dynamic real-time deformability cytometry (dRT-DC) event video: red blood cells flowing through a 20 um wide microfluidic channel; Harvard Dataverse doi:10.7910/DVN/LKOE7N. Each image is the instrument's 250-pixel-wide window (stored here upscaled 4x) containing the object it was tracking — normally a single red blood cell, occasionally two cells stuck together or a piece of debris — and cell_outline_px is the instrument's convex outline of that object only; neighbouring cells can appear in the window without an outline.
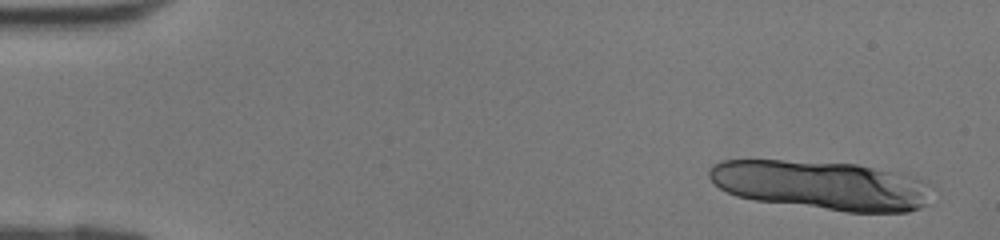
{"species": "human", "species_latin": "Homo sapiens", "temperature_condition": "room temperature", "stored_images_in_passage": 12, "camera_frame_rate_fps": 3000, "um_per_image_px": 0.085, "donor": {"sex": "female"}, "frame": {"image": 1, "passage_image": 2, "time_ms": 0.333, "image_size_px": [1000, 240], "cell_outline_px": [[928, 184], [924, 204], [920, 208], [908, 212], [844, 212], [756, 200], [736, 196], [720, 188], [708, 176], [708, 168], [712, 164], [720, 160], [784, 160], [856, 164], [900, 172], [924, 180]], "centroid_in_image_um": [69.77, 15.73], "position_along_channel_um": 15.2, "area_um2": 63.75}}